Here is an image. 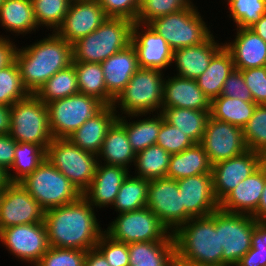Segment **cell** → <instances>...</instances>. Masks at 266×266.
Masks as SVG:
<instances>
[{"label":"cell","mask_w":266,"mask_h":266,"mask_svg":"<svg viewBox=\"0 0 266 266\" xmlns=\"http://www.w3.org/2000/svg\"><path fill=\"white\" fill-rule=\"evenodd\" d=\"M79 93L77 73L72 64L58 71L48 79L35 93L45 104Z\"/></svg>","instance_id":"cell-40"},{"label":"cell","mask_w":266,"mask_h":266,"mask_svg":"<svg viewBox=\"0 0 266 266\" xmlns=\"http://www.w3.org/2000/svg\"><path fill=\"white\" fill-rule=\"evenodd\" d=\"M86 251L49 247L35 266H84Z\"/></svg>","instance_id":"cell-47"},{"label":"cell","mask_w":266,"mask_h":266,"mask_svg":"<svg viewBox=\"0 0 266 266\" xmlns=\"http://www.w3.org/2000/svg\"><path fill=\"white\" fill-rule=\"evenodd\" d=\"M256 253L266 254V221H258L252 235V246Z\"/></svg>","instance_id":"cell-54"},{"label":"cell","mask_w":266,"mask_h":266,"mask_svg":"<svg viewBox=\"0 0 266 266\" xmlns=\"http://www.w3.org/2000/svg\"><path fill=\"white\" fill-rule=\"evenodd\" d=\"M46 158L83 193L94 178L98 165L96 154L82 150L68 138H53Z\"/></svg>","instance_id":"cell-9"},{"label":"cell","mask_w":266,"mask_h":266,"mask_svg":"<svg viewBox=\"0 0 266 266\" xmlns=\"http://www.w3.org/2000/svg\"><path fill=\"white\" fill-rule=\"evenodd\" d=\"M221 96L237 98L246 102H254L241 71L234 69L225 80Z\"/></svg>","instance_id":"cell-51"},{"label":"cell","mask_w":266,"mask_h":266,"mask_svg":"<svg viewBox=\"0 0 266 266\" xmlns=\"http://www.w3.org/2000/svg\"><path fill=\"white\" fill-rule=\"evenodd\" d=\"M250 29L266 42V14L258 22L253 24Z\"/></svg>","instance_id":"cell-59"},{"label":"cell","mask_w":266,"mask_h":266,"mask_svg":"<svg viewBox=\"0 0 266 266\" xmlns=\"http://www.w3.org/2000/svg\"><path fill=\"white\" fill-rule=\"evenodd\" d=\"M235 266H266V254L256 253V249L251 247Z\"/></svg>","instance_id":"cell-55"},{"label":"cell","mask_w":266,"mask_h":266,"mask_svg":"<svg viewBox=\"0 0 266 266\" xmlns=\"http://www.w3.org/2000/svg\"><path fill=\"white\" fill-rule=\"evenodd\" d=\"M212 165L200 143H194L184 151L172 154L166 177L179 180L189 176L211 173Z\"/></svg>","instance_id":"cell-32"},{"label":"cell","mask_w":266,"mask_h":266,"mask_svg":"<svg viewBox=\"0 0 266 266\" xmlns=\"http://www.w3.org/2000/svg\"><path fill=\"white\" fill-rule=\"evenodd\" d=\"M84 266H110L104 255L95 247L86 251Z\"/></svg>","instance_id":"cell-56"},{"label":"cell","mask_w":266,"mask_h":266,"mask_svg":"<svg viewBox=\"0 0 266 266\" xmlns=\"http://www.w3.org/2000/svg\"><path fill=\"white\" fill-rule=\"evenodd\" d=\"M16 143L9 134L0 135V167L6 172L13 164Z\"/></svg>","instance_id":"cell-52"},{"label":"cell","mask_w":266,"mask_h":266,"mask_svg":"<svg viewBox=\"0 0 266 266\" xmlns=\"http://www.w3.org/2000/svg\"><path fill=\"white\" fill-rule=\"evenodd\" d=\"M129 173L127 168L98 163L94 178L82 196L95 209L111 208Z\"/></svg>","instance_id":"cell-21"},{"label":"cell","mask_w":266,"mask_h":266,"mask_svg":"<svg viewBox=\"0 0 266 266\" xmlns=\"http://www.w3.org/2000/svg\"><path fill=\"white\" fill-rule=\"evenodd\" d=\"M265 184L266 161L219 202V209L252 215L258 208Z\"/></svg>","instance_id":"cell-22"},{"label":"cell","mask_w":266,"mask_h":266,"mask_svg":"<svg viewBox=\"0 0 266 266\" xmlns=\"http://www.w3.org/2000/svg\"><path fill=\"white\" fill-rule=\"evenodd\" d=\"M142 117L145 118L141 119ZM117 121L126 129L128 141L134 152L138 153L156 144L162 124V114L152 113V116L151 113L129 114L118 116Z\"/></svg>","instance_id":"cell-28"},{"label":"cell","mask_w":266,"mask_h":266,"mask_svg":"<svg viewBox=\"0 0 266 266\" xmlns=\"http://www.w3.org/2000/svg\"><path fill=\"white\" fill-rule=\"evenodd\" d=\"M194 0H140L137 23L149 24L156 18L192 7Z\"/></svg>","instance_id":"cell-45"},{"label":"cell","mask_w":266,"mask_h":266,"mask_svg":"<svg viewBox=\"0 0 266 266\" xmlns=\"http://www.w3.org/2000/svg\"><path fill=\"white\" fill-rule=\"evenodd\" d=\"M0 243L29 266H35L50 247L44 222L7 227L0 231Z\"/></svg>","instance_id":"cell-13"},{"label":"cell","mask_w":266,"mask_h":266,"mask_svg":"<svg viewBox=\"0 0 266 266\" xmlns=\"http://www.w3.org/2000/svg\"><path fill=\"white\" fill-rule=\"evenodd\" d=\"M256 221H266V184L257 210L251 215Z\"/></svg>","instance_id":"cell-58"},{"label":"cell","mask_w":266,"mask_h":266,"mask_svg":"<svg viewBox=\"0 0 266 266\" xmlns=\"http://www.w3.org/2000/svg\"><path fill=\"white\" fill-rule=\"evenodd\" d=\"M254 103L266 105V66L240 70Z\"/></svg>","instance_id":"cell-50"},{"label":"cell","mask_w":266,"mask_h":266,"mask_svg":"<svg viewBox=\"0 0 266 266\" xmlns=\"http://www.w3.org/2000/svg\"><path fill=\"white\" fill-rule=\"evenodd\" d=\"M129 266H175L174 241H147L128 244Z\"/></svg>","instance_id":"cell-30"},{"label":"cell","mask_w":266,"mask_h":266,"mask_svg":"<svg viewBox=\"0 0 266 266\" xmlns=\"http://www.w3.org/2000/svg\"><path fill=\"white\" fill-rule=\"evenodd\" d=\"M46 159V149L37 144L17 142L14 161L7 171L10 183H20ZM13 171V172H12Z\"/></svg>","instance_id":"cell-36"},{"label":"cell","mask_w":266,"mask_h":266,"mask_svg":"<svg viewBox=\"0 0 266 266\" xmlns=\"http://www.w3.org/2000/svg\"><path fill=\"white\" fill-rule=\"evenodd\" d=\"M166 107L211 110V101L196 80L167 75L163 85L162 110Z\"/></svg>","instance_id":"cell-24"},{"label":"cell","mask_w":266,"mask_h":266,"mask_svg":"<svg viewBox=\"0 0 266 266\" xmlns=\"http://www.w3.org/2000/svg\"><path fill=\"white\" fill-rule=\"evenodd\" d=\"M135 156L136 153L128 141L126 129L116 120L108 129L101 149L97 154L98 163L130 170L129 167L134 164Z\"/></svg>","instance_id":"cell-29"},{"label":"cell","mask_w":266,"mask_h":266,"mask_svg":"<svg viewBox=\"0 0 266 266\" xmlns=\"http://www.w3.org/2000/svg\"><path fill=\"white\" fill-rule=\"evenodd\" d=\"M9 135L16 142L37 144L47 149L53 140L47 104L35 94L15 102L10 108Z\"/></svg>","instance_id":"cell-7"},{"label":"cell","mask_w":266,"mask_h":266,"mask_svg":"<svg viewBox=\"0 0 266 266\" xmlns=\"http://www.w3.org/2000/svg\"><path fill=\"white\" fill-rule=\"evenodd\" d=\"M232 41L224 46L230 51L236 70L266 66V42L250 28H236Z\"/></svg>","instance_id":"cell-25"},{"label":"cell","mask_w":266,"mask_h":266,"mask_svg":"<svg viewBox=\"0 0 266 266\" xmlns=\"http://www.w3.org/2000/svg\"><path fill=\"white\" fill-rule=\"evenodd\" d=\"M196 6L194 4L192 7L156 18L149 25L165 39L173 50L201 44L213 32Z\"/></svg>","instance_id":"cell-8"},{"label":"cell","mask_w":266,"mask_h":266,"mask_svg":"<svg viewBox=\"0 0 266 266\" xmlns=\"http://www.w3.org/2000/svg\"><path fill=\"white\" fill-rule=\"evenodd\" d=\"M170 154L159 145H151L136 153L133 167L135 176L147 180L166 177ZM137 171V172H136Z\"/></svg>","instance_id":"cell-39"},{"label":"cell","mask_w":266,"mask_h":266,"mask_svg":"<svg viewBox=\"0 0 266 266\" xmlns=\"http://www.w3.org/2000/svg\"><path fill=\"white\" fill-rule=\"evenodd\" d=\"M243 137L249 150L266 158V105H257L249 122L243 127Z\"/></svg>","instance_id":"cell-44"},{"label":"cell","mask_w":266,"mask_h":266,"mask_svg":"<svg viewBox=\"0 0 266 266\" xmlns=\"http://www.w3.org/2000/svg\"><path fill=\"white\" fill-rule=\"evenodd\" d=\"M9 183L7 172L0 167V189L3 191Z\"/></svg>","instance_id":"cell-60"},{"label":"cell","mask_w":266,"mask_h":266,"mask_svg":"<svg viewBox=\"0 0 266 266\" xmlns=\"http://www.w3.org/2000/svg\"><path fill=\"white\" fill-rule=\"evenodd\" d=\"M107 17L129 19L136 22L140 0H97Z\"/></svg>","instance_id":"cell-49"},{"label":"cell","mask_w":266,"mask_h":266,"mask_svg":"<svg viewBox=\"0 0 266 266\" xmlns=\"http://www.w3.org/2000/svg\"><path fill=\"white\" fill-rule=\"evenodd\" d=\"M96 210L83 196L45 211L44 223L51 247L78 250L95 248L104 233Z\"/></svg>","instance_id":"cell-1"},{"label":"cell","mask_w":266,"mask_h":266,"mask_svg":"<svg viewBox=\"0 0 266 266\" xmlns=\"http://www.w3.org/2000/svg\"><path fill=\"white\" fill-rule=\"evenodd\" d=\"M182 200V224L191 218L210 215L219 209L213 192L212 173L176 180Z\"/></svg>","instance_id":"cell-17"},{"label":"cell","mask_w":266,"mask_h":266,"mask_svg":"<svg viewBox=\"0 0 266 266\" xmlns=\"http://www.w3.org/2000/svg\"><path fill=\"white\" fill-rule=\"evenodd\" d=\"M10 108L7 105L0 104V135L9 134Z\"/></svg>","instance_id":"cell-57"},{"label":"cell","mask_w":266,"mask_h":266,"mask_svg":"<svg viewBox=\"0 0 266 266\" xmlns=\"http://www.w3.org/2000/svg\"><path fill=\"white\" fill-rule=\"evenodd\" d=\"M38 28H46L50 32L63 23L72 0H31Z\"/></svg>","instance_id":"cell-41"},{"label":"cell","mask_w":266,"mask_h":266,"mask_svg":"<svg viewBox=\"0 0 266 266\" xmlns=\"http://www.w3.org/2000/svg\"><path fill=\"white\" fill-rule=\"evenodd\" d=\"M105 105L96 97L77 93L47 103L53 138H68Z\"/></svg>","instance_id":"cell-11"},{"label":"cell","mask_w":266,"mask_h":266,"mask_svg":"<svg viewBox=\"0 0 266 266\" xmlns=\"http://www.w3.org/2000/svg\"><path fill=\"white\" fill-rule=\"evenodd\" d=\"M50 33L30 45L17 46L15 62L29 94H35L54 74L73 64V45L56 32Z\"/></svg>","instance_id":"cell-2"},{"label":"cell","mask_w":266,"mask_h":266,"mask_svg":"<svg viewBox=\"0 0 266 266\" xmlns=\"http://www.w3.org/2000/svg\"><path fill=\"white\" fill-rule=\"evenodd\" d=\"M3 34L0 35V69L10 65L15 60L16 46H18L13 42L15 39L10 38V34L9 37Z\"/></svg>","instance_id":"cell-53"},{"label":"cell","mask_w":266,"mask_h":266,"mask_svg":"<svg viewBox=\"0 0 266 266\" xmlns=\"http://www.w3.org/2000/svg\"><path fill=\"white\" fill-rule=\"evenodd\" d=\"M96 248L104 255L110 266H129L128 244L116 241L104 232Z\"/></svg>","instance_id":"cell-48"},{"label":"cell","mask_w":266,"mask_h":266,"mask_svg":"<svg viewBox=\"0 0 266 266\" xmlns=\"http://www.w3.org/2000/svg\"><path fill=\"white\" fill-rule=\"evenodd\" d=\"M146 206L171 233L182 225V200L176 180L168 177L149 180Z\"/></svg>","instance_id":"cell-18"},{"label":"cell","mask_w":266,"mask_h":266,"mask_svg":"<svg viewBox=\"0 0 266 266\" xmlns=\"http://www.w3.org/2000/svg\"><path fill=\"white\" fill-rule=\"evenodd\" d=\"M265 161L262 154L248 149L238 156L214 164L211 173L216 200L220 202Z\"/></svg>","instance_id":"cell-16"},{"label":"cell","mask_w":266,"mask_h":266,"mask_svg":"<svg viewBox=\"0 0 266 266\" xmlns=\"http://www.w3.org/2000/svg\"><path fill=\"white\" fill-rule=\"evenodd\" d=\"M113 105H105L93 117L72 133L68 139L82 150L98 154L108 129L117 120Z\"/></svg>","instance_id":"cell-27"},{"label":"cell","mask_w":266,"mask_h":266,"mask_svg":"<svg viewBox=\"0 0 266 266\" xmlns=\"http://www.w3.org/2000/svg\"><path fill=\"white\" fill-rule=\"evenodd\" d=\"M131 44L136 50L139 68L166 72L172 67L173 49L149 24L133 23Z\"/></svg>","instance_id":"cell-19"},{"label":"cell","mask_w":266,"mask_h":266,"mask_svg":"<svg viewBox=\"0 0 266 266\" xmlns=\"http://www.w3.org/2000/svg\"><path fill=\"white\" fill-rule=\"evenodd\" d=\"M156 144L172 155L191 147L194 142L179 128L167 123L162 115V124Z\"/></svg>","instance_id":"cell-46"},{"label":"cell","mask_w":266,"mask_h":266,"mask_svg":"<svg viewBox=\"0 0 266 266\" xmlns=\"http://www.w3.org/2000/svg\"><path fill=\"white\" fill-rule=\"evenodd\" d=\"M0 26L17 37L39 31L32 1L4 0L0 6Z\"/></svg>","instance_id":"cell-31"},{"label":"cell","mask_w":266,"mask_h":266,"mask_svg":"<svg viewBox=\"0 0 266 266\" xmlns=\"http://www.w3.org/2000/svg\"><path fill=\"white\" fill-rule=\"evenodd\" d=\"M211 110L166 107L161 111L164 120L179 128L194 143H200L204 135Z\"/></svg>","instance_id":"cell-34"},{"label":"cell","mask_w":266,"mask_h":266,"mask_svg":"<svg viewBox=\"0 0 266 266\" xmlns=\"http://www.w3.org/2000/svg\"><path fill=\"white\" fill-rule=\"evenodd\" d=\"M29 92L23 86L20 71L15 60L0 69V104L11 107L26 98Z\"/></svg>","instance_id":"cell-43"},{"label":"cell","mask_w":266,"mask_h":266,"mask_svg":"<svg viewBox=\"0 0 266 266\" xmlns=\"http://www.w3.org/2000/svg\"><path fill=\"white\" fill-rule=\"evenodd\" d=\"M148 185L149 180L133 176V172L130 171L120 186L115 202L110 209H115L114 211L120 214L146 207Z\"/></svg>","instance_id":"cell-38"},{"label":"cell","mask_w":266,"mask_h":266,"mask_svg":"<svg viewBox=\"0 0 266 266\" xmlns=\"http://www.w3.org/2000/svg\"><path fill=\"white\" fill-rule=\"evenodd\" d=\"M200 144L212 166L248 150L243 137V128L216 120L211 116Z\"/></svg>","instance_id":"cell-14"},{"label":"cell","mask_w":266,"mask_h":266,"mask_svg":"<svg viewBox=\"0 0 266 266\" xmlns=\"http://www.w3.org/2000/svg\"><path fill=\"white\" fill-rule=\"evenodd\" d=\"M176 261L181 266H222L223 248L215 228V211L191 218L173 233Z\"/></svg>","instance_id":"cell-3"},{"label":"cell","mask_w":266,"mask_h":266,"mask_svg":"<svg viewBox=\"0 0 266 266\" xmlns=\"http://www.w3.org/2000/svg\"><path fill=\"white\" fill-rule=\"evenodd\" d=\"M256 221L251 215L215 211V228L223 248L222 266H235L251 249Z\"/></svg>","instance_id":"cell-12"},{"label":"cell","mask_w":266,"mask_h":266,"mask_svg":"<svg viewBox=\"0 0 266 266\" xmlns=\"http://www.w3.org/2000/svg\"><path fill=\"white\" fill-rule=\"evenodd\" d=\"M256 106L257 104L254 102L220 95L211 101L210 116L216 120L243 128L252 117Z\"/></svg>","instance_id":"cell-37"},{"label":"cell","mask_w":266,"mask_h":266,"mask_svg":"<svg viewBox=\"0 0 266 266\" xmlns=\"http://www.w3.org/2000/svg\"><path fill=\"white\" fill-rule=\"evenodd\" d=\"M45 210L21 183H9L0 196V231L12 226L44 222Z\"/></svg>","instance_id":"cell-15"},{"label":"cell","mask_w":266,"mask_h":266,"mask_svg":"<svg viewBox=\"0 0 266 266\" xmlns=\"http://www.w3.org/2000/svg\"><path fill=\"white\" fill-rule=\"evenodd\" d=\"M107 16L97 0L72 1L56 33L73 44L96 30Z\"/></svg>","instance_id":"cell-20"},{"label":"cell","mask_w":266,"mask_h":266,"mask_svg":"<svg viewBox=\"0 0 266 266\" xmlns=\"http://www.w3.org/2000/svg\"><path fill=\"white\" fill-rule=\"evenodd\" d=\"M77 73L79 93L96 97L104 105H113L108 94L101 63L73 61Z\"/></svg>","instance_id":"cell-35"},{"label":"cell","mask_w":266,"mask_h":266,"mask_svg":"<svg viewBox=\"0 0 266 266\" xmlns=\"http://www.w3.org/2000/svg\"><path fill=\"white\" fill-rule=\"evenodd\" d=\"M164 76L158 69L139 68L114 100L117 115L161 113Z\"/></svg>","instance_id":"cell-5"},{"label":"cell","mask_w":266,"mask_h":266,"mask_svg":"<svg viewBox=\"0 0 266 266\" xmlns=\"http://www.w3.org/2000/svg\"><path fill=\"white\" fill-rule=\"evenodd\" d=\"M235 69L230 51L223 46L211 59L208 68L196 79L198 87L212 101L222 93V87Z\"/></svg>","instance_id":"cell-33"},{"label":"cell","mask_w":266,"mask_h":266,"mask_svg":"<svg viewBox=\"0 0 266 266\" xmlns=\"http://www.w3.org/2000/svg\"><path fill=\"white\" fill-rule=\"evenodd\" d=\"M236 28H250L266 14V0H224Z\"/></svg>","instance_id":"cell-42"},{"label":"cell","mask_w":266,"mask_h":266,"mask_svg":"<svg viewBox=\"0 0 266 266\" xmlns=\"http://www.w3.org/2000/svg\"><path fill=\"white\" fill-rule=\"evenodd\" d=\"M132 21L107 17L92 33L73 43V61L102 63L131 44Z\"/></svg>","instance_id":"cell-4"},{"label":"cell","mask_w":266,"mask_h":266,"mask_svg":"<svg viewBox=\"0 0 266 266\" xmlns=\"http://www.w3.org/2000/svg\"><path fill=\"white\" fill-rule=\"evenodd\" d=\"M20 183L45 211L72 203L82 196L47 158Z\"/></svg>","instance_id":"cell-6"},{"label":"cell","mask_w":266,"mask_h":266,"mask_svg":"<svg viewBox=\"0 0 266 266\" xmlns=\"http://www.w3.org/2000/svg\"><path fill=\"white\" fill-rule=\"evenodd\" d=\"M108 94L115 100L139 69L137 53L132 44L101 63Z\"/></svg>","instance_id":"cell-26"},{"label":"cell","mask_w":266,"mask_h":266,"mask_svg":"<svg viewBox=\"0 0 266 266\" xmlns=\"http://www.w3.org/2000/svg\"><path fill=\"white\" fill-rule=\"evenodd\" d=\"M104 232L112 239L126 244L147 241H174L173 234L146 206L120 213Z\"/></svg>","instance_id":"cell-10"},{"label":"cell","mask_w":266,"mask_h":266,"mask_svg":"<svg viewBox=\"0 0 266 266\" xmlns=\"http://www.w3.org/2000/svg\"><path fill=\"white\" fill-rule=\"evenodd\" d=\"M217 38L212 34L201 44L173 50L171 65L176 68L174 75L196 80L208 68L212 57L224 46Z\"/></svg>","instance_id":"cell-23"}]
</instances>
